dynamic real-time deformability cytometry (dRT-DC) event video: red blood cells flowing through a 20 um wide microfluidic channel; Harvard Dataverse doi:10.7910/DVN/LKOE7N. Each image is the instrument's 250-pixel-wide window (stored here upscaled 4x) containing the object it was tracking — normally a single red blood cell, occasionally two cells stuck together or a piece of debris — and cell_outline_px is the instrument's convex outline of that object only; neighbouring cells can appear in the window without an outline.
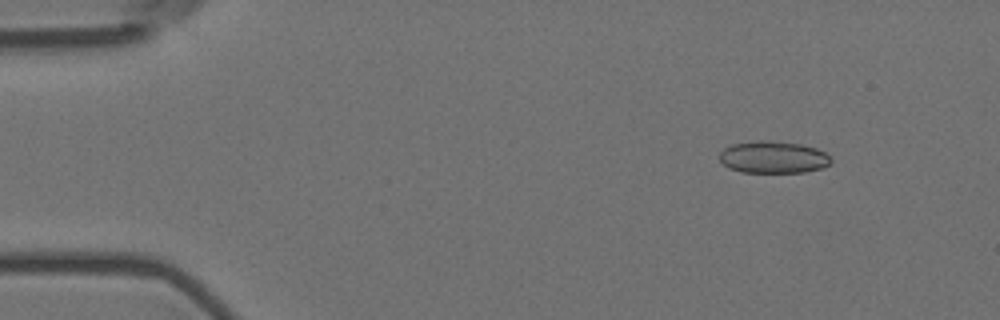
{"species": "Egyptian fruit bat (a non-hibernating species)", "species_latin": "Rousettus aegyptiacus", "temperature_condition": "room temperature", "stored_images_in_passage": 5, "camera_frame_rate_fps": 3000, "um_per_image_px": 0.085, "animal": {"sex": "female"}, "frame": {"image": 1, "passage_image": 2, "time_ms": 0.333, "image_size_px": [1000, 320], "cell_outline_px": [[832, 160], [828, 164], [820, 168], [804, 172], [740, 172], [728, 168], [720, 160], [720, 152], [724, 148], [732, 144], [756, 140], [768, 140], [800, 144], [816, 148], [824, 152]], "centroid_in_image_um": [65.68, 13.35], "position_along_channel_um": 19.3, "area_um2": 20.75}}